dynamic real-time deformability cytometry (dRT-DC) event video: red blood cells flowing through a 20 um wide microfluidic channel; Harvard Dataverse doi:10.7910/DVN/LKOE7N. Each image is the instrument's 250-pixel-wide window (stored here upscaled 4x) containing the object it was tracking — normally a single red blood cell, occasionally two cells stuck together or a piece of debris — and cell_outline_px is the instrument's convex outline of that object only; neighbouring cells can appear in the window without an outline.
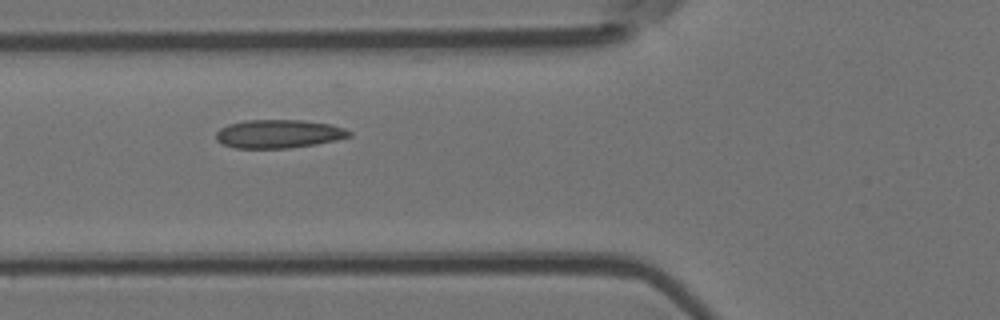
{"species": "Egyptian fruit bat (a non-hibernating species)", "species_latin": "Rousettus aegyptiacus", "temperature_condition": "room temperature", "stored_images_in_passage": 7, "camera_frame_rate_fps": 3000, "um_per_image_px": 0.085, "animal": {"sex": "female"}, "frame": {"image": 1, "passage_image": 6, "time_ms": 6.0, "image_size_px": [1000, 320], "cell_outline_px": [[352, 136], [336, 140], [316, 144], [288, 148], [236, 148], [224, 144], [216, 140], [216, 132], [220, 128], [228, 124], [244, 120], [300, 120], [332, 124], [344, 128], [352, 132]], "centroid_in_image_um": [23.7, 11.37], "position_along_channel_um": 102.1, "area_um2": 22.14}}
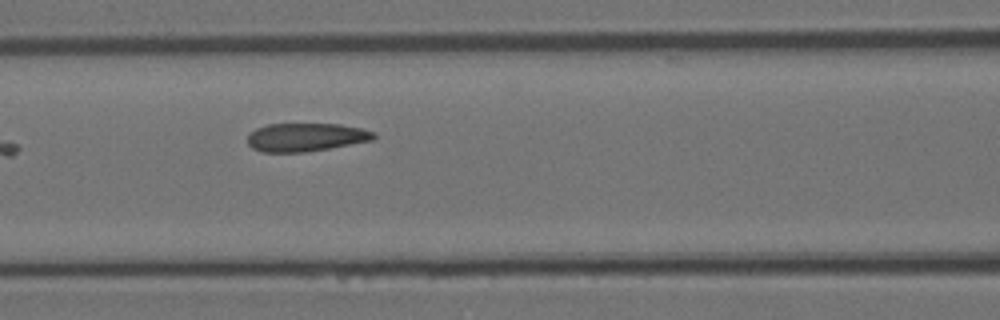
{"frame": {"image": 2, "passage_image": 7, "time_ms": 7.0, "image_size_px": [1000, 320], "cell_outline_px": [[376, 136], [372, 140], [328, 148], [304, 152], [264, 152], [252, 148], [248, 144], [248, 136], [256, 128], [268, 124], [340, 124], [360, 128], [372, 132]], "centroid_in_image_um": [25.96, 11.66], "position_along_channel_um": 140.6, "area_um2": 20.52}}